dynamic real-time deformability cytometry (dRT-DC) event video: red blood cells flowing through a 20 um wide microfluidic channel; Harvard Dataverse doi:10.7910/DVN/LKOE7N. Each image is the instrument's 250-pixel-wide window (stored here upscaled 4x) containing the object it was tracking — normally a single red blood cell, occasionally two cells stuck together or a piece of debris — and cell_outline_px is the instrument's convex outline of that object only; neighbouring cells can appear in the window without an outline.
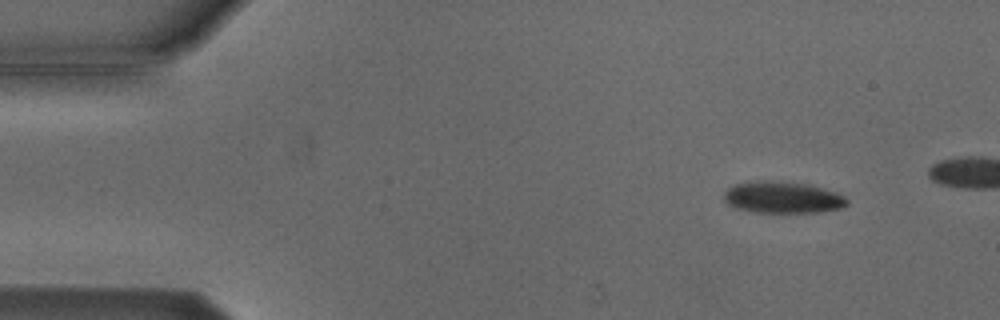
{"species": "Egyptian fruit bat (a non-hibernating species)", "species_latin": "Rousettus aegyptiacus", "temperature_condition": "cold", "stored_images_in_passage": 9, "camera_frame_rate_fps": 3000, "um_per_image_px": 0.085, "animal": {"sex": "male"}, "frame": {"image": 1, "passage_image": 1, "time_ms": 0.0, "image_size_px": [1000, 320], "cell_outline_px": [[848, 204], [840, 208], [820, 212], [756, 212], [736, 208], [728, 204], [724, 200], [724, 192], [728, 188], [736, 184], [756, 180], [772, 180], [804, 184], [824, 188], [840, 192], [848, 200]], "centroid_in_image_um": [66.54, 16.77], "position_along_channel_um": 18.5, "area_um2": 22.77}}
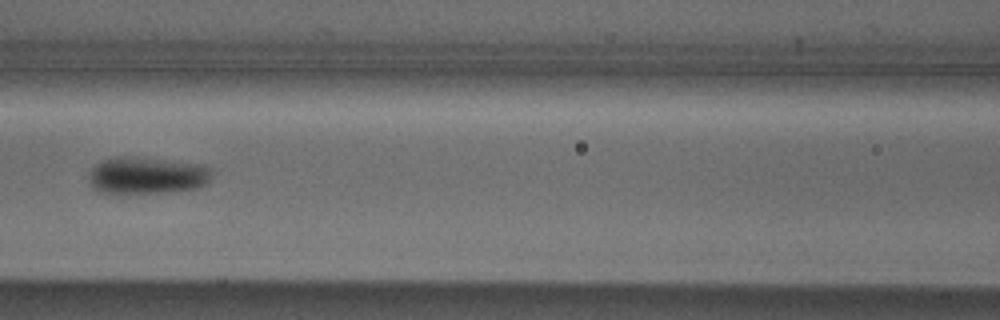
{"frame": {"image": 2, "passage_image": 6, "time_ms": 6.0, "image_size_px": [1000, 320], "cell_outline_px": [[212, 176], [208, 184], [200, 188], [168, 192], [100, 192], [92, 188], [88, 180], [88, 172], [96, 164], [112, 156], [140, 156], [204, 164], [212, 168]], "centroid_in_image_um": [12.54, 14.88], "position_along_channel_um": 154.1, "area_um2": 27.17}}
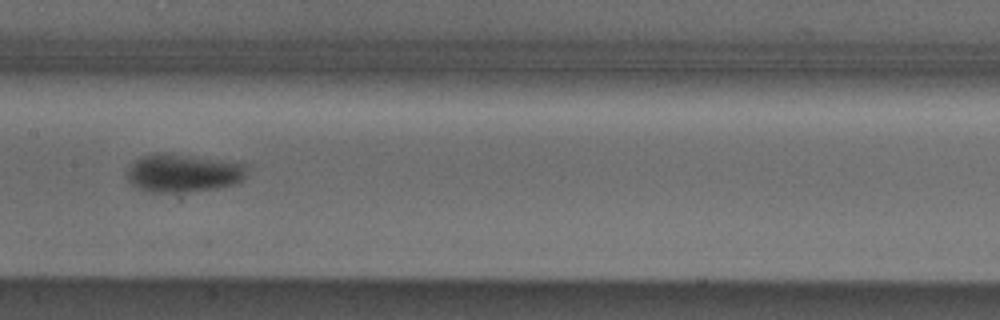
{"frame": {"image": 3, "passage_image": 7, "time_ms": 7.0, "image_size_px": [1000, 320], "cell_outline_px": [[248, 172], [244, 180], [236, 184], [220, 188], [172, 192], [148, 192], [132, 184], [128, 180], [128, 168], [140, 156], [160, 152], [172, 152], [248, 164]], "centroid_in_image_um": [15.63, 14.68], "position_along_channel_um": 191.8, "area_um2": 27.05}}